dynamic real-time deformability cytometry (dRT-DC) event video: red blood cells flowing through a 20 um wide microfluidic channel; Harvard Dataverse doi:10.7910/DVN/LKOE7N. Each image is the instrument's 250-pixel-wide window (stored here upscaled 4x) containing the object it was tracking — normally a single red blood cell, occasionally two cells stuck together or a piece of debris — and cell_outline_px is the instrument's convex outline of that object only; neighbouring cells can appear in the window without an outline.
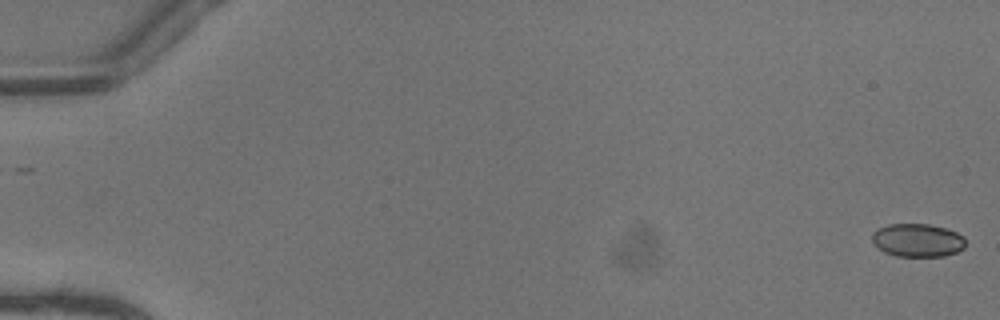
{"species": "common noctule bat (a hibernating species)", "species_latin": "Nyctalus noctula", "temperature_condition": "warm", "stored_images_in_passage": 52, "camera_frame_rate_fps": 3000, "um_per_image_px": 0.085, "animal": {"sex": "female"}, "frame": {"image": 1, "passage_image": 1, "time_ms": 0.0, "image_size_px": [1000, 320], "cell_outline_px": [[964, 248], [956, 252], [944, 256], [896, 256], [884, 252], [876, 248], [872, 244], [872, 232], [888, 224], [928, 224], [944, 228], [956, 232], [964, 236]], "centroid_in_image_um": [77.95, 20.43], "position_along_channel_um": 7.0, "area_um2": 18.15}}
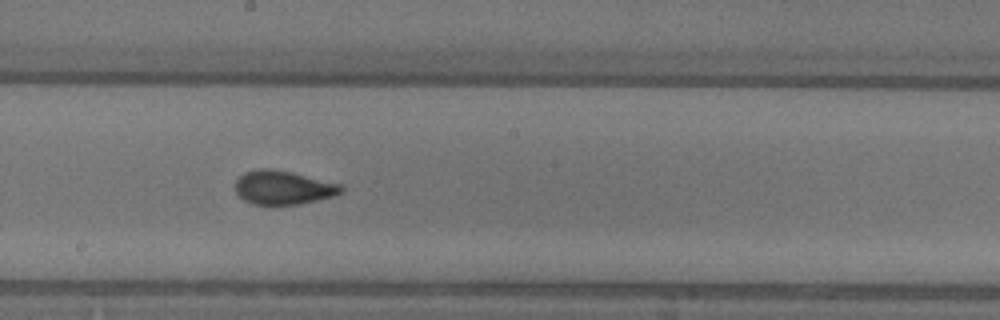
{"frame": {"image": 2, "passage_image": 30, "time_ms": 9.667, "image_size_px": [1000, 320], "cell_outline_px": [[344, 192], [336, 196], [300, 204], [252, 204], [244, 200], [236, 192], [236, 180], [244, 172], [260, 168], [268, 168], [292, 172], [344, 184]], "centroid_in_image_um": [24.14, 15.93], "position_along_channel_um": 224.1, "area_um2": 21.1}}
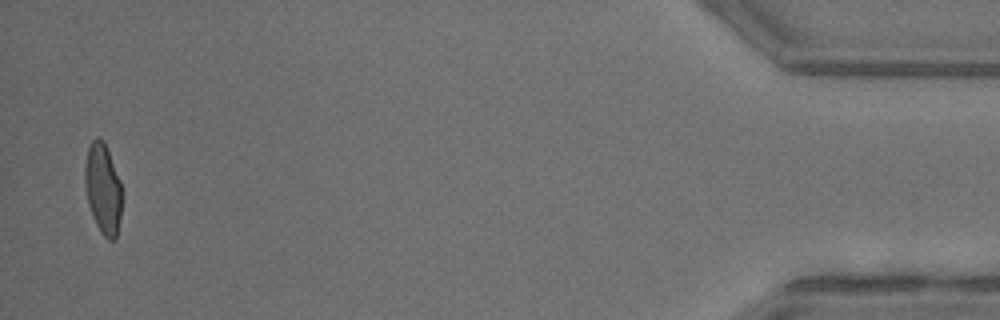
{"frame": {"image": 3, "passage_image": 51, "time_ms": 16.667, "image_size_px": [1000, 320], "cell_outline_px": [[120, 216], [116, 240], [108, 240], [100, 232], [96, 224], [88, 204], [84, 184], [84, 168], [88, 148], [92, 140], [96, 136], [100, 136], [104, 140], [120, 180]], "centroid_in_image_um": [8.72, 16.01], "position_along_channel_um": 426.5, "area_um2": 19.54}, "authors_computed_cell_mechanics": {"area_um2": 19.9121, "velocity_mm_per_s": 4.1282, "shape_relaxation_time_tau1_ms": 4.3172, "shape_relaxation_time_tau2_ms": 0.7698, "deformation_change_tau1": 0.173, "deformation_change_tau2": 0.0689}}